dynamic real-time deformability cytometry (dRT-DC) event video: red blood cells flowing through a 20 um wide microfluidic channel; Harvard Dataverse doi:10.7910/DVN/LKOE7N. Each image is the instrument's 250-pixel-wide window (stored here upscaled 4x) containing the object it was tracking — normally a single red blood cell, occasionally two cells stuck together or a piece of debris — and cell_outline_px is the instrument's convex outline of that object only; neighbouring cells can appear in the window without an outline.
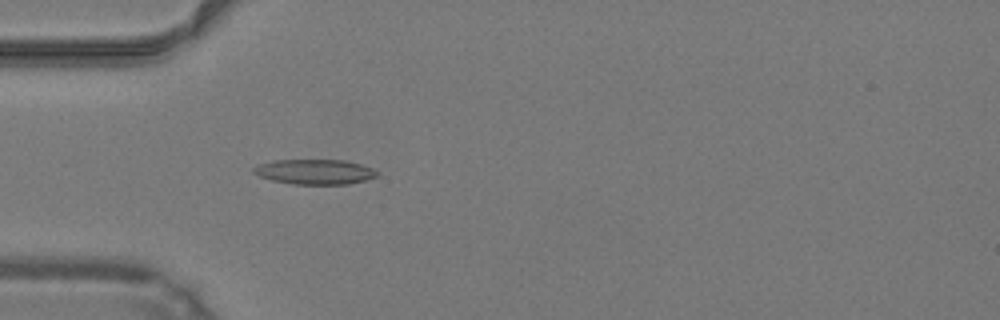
{"species": "common noctule bat (a hibernating species)", "species_latin": "Nyctalus noctula", "temperature_condition": "warm", "stored_images_in_passage": 42, "camera_frame_rate_fps": 3000, "um_per_image_px": 0.085, "animal": {"sex": "male", "body_mass_g": 19.2, "forearm_length_mm": 51.8}, "frame": {"image": 1, "passage_image": 8, "time_ms": 2.333, "image_size_px": [1000, 320], "cell_outline_px": [[380, 172], [376, 176], [364, 180], [348, 184], [292, 184], [272, 180], [260, 176], [252, 172], [252, 168], [256, 164], [272, 160], [344, 160], [360, 164], [372, 168]], "centroid_in_image_um": [26.71, 14.59], "position_along_channel_um": 58.3, "area_um2": 18.03}}
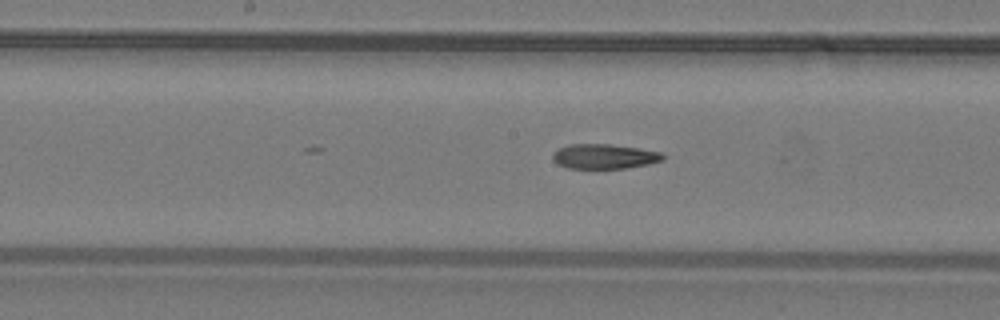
{"frame": {"image": 2, "passage_image": 18, "time_ms": 5.667, "image_size_px": [1000, 320], "cell_outline_px": [[664, 160], [648, 164], [624, 168], [568, 168], [552, 160], [552, 152], [556, 148], [568, 144], [608, 144], [640, 148], [664, 152]], "centroid_in_image_um": [51.36, 13.28], "position_along_channel_um": 196.8, "area_um2": 16.07}}
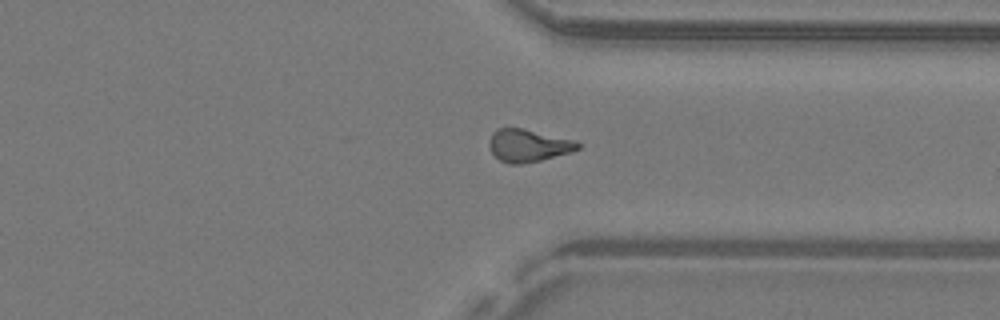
{"frame": {"image": 3, "passage_image": 30, "time_ms": 9.667, "image_size_px": [1000, 320], "cell_outline_px": [[584, 144], [580, 148], [568, 152], [540, 160], [520, 164], [508, 164], [500, 160], [492, 152], [488, 144], [488, 140], [492, 132], [496, 128], [524, 128], [576, 140]], "centroid_in_image_um": [44.9, 12.34], "position_along_channel_um": 366.5, "area_um2": 16.94}, "authors_computed_cell_mechanics": {"area_um2": 16.5886, "velocity_mm_per_s": 4.2625, "shape_relaxation_time_tau1_ms": null, "shape_relaxation_time_tau2_ms": 5.5227, "deformation_change_tau1": null, "deformation_change_tau2": 0.1636}}